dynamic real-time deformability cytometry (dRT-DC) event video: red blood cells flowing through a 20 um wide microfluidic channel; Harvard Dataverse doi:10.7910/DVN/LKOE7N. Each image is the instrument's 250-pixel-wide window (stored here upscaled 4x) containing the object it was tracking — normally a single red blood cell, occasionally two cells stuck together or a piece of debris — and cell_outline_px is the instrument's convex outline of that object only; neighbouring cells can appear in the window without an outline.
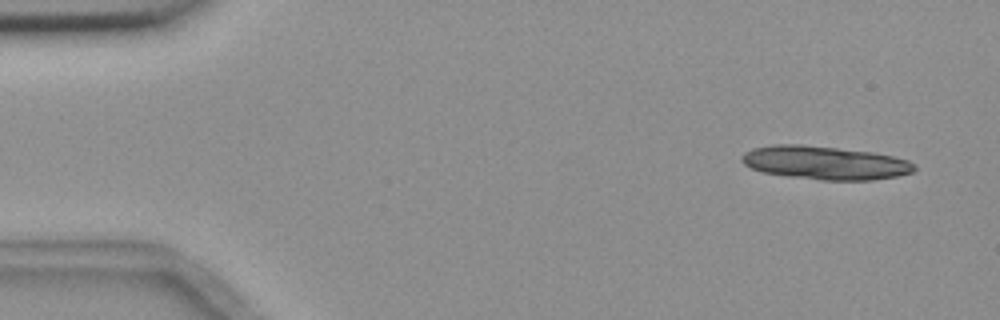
{"species": "common noctule bat (a hibernating species)", "species_latin": "Nyctalus noctula", "temperature_condition": "room temperature", "stored_images_in_passage": 6, "camera_frame_rate_fps": 3000, "um_per_image_px": 0.085, "animal": {"sex": "female", "body_mass_g": 18.4}, "frame": {"image": 1, "passage_image": 1, "time_ms": 0.0, "image_size_px": [1000, 320], "cell_outline_px": [[916, 168], [912, 172], [896, 176], [872, 180], [820, 180], [788, 176], [764, 172], [752, 168], [744, 164], [740, 160], [740, 156], [744, 152], [752, 148], [772, 144], [804, 144], [872, 152], [892, 156], [908, 160], [916, 164]], "centroid_in_image_um": [70.1, 13.82], "position_along_channel_um": 14.9, "area_um2": 33.76}}
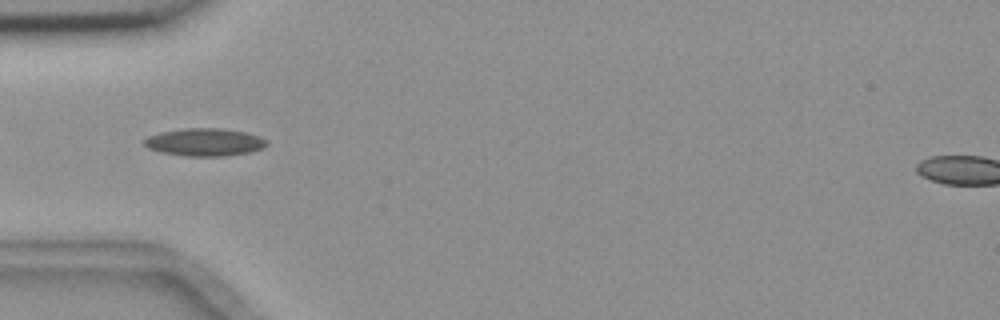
{"frame": {"image": 2, "passage_image": 5, "time_ms": 4.667, "image_size_px": [1000, 320], "cell_outline_px": [[268, 144], [264, 148], [248, 152], [220, 156], [184, 156], [160, 152], [148, 148], [140, 140], [148, 136], [160, 132], [184, 128], [220, 128], [244, 132], [260, 136], [268, 140]], "centroid_in_image_um": [17.37, 12.08], "position_along_channel_um": 67.6, "area_um2": 19.88}}